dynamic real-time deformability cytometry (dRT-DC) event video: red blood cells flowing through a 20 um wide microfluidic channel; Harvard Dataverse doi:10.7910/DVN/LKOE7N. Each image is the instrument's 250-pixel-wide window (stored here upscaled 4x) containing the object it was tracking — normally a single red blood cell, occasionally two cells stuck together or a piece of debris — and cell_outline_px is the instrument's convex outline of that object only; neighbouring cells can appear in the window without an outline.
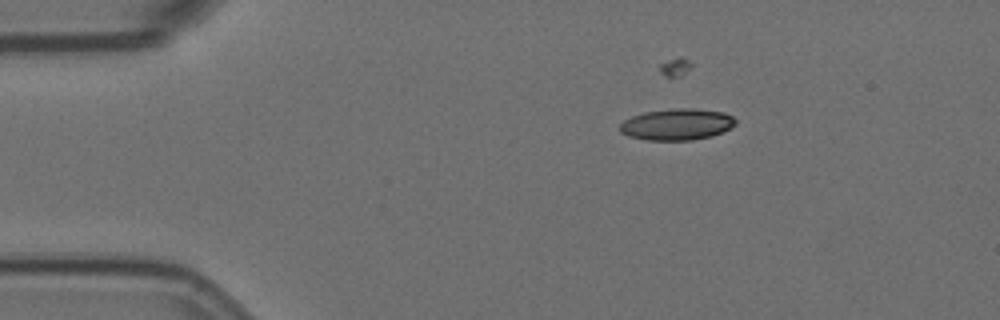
{"species": "Egyptian fruit bat (a non-hibernating species)", "species_latin": "Rousettus aegyptiacus", "temperature_condition": "room temperature", "stored_images_in_passage": 4, "camera_frame_rate_fps": 3000, "um_per_image_px": 0.085, "animal": {"sex": "female"}, "frame": {"image": 1, "passage_image": 4, "time_ms": 1.0, "image_size_px": [1000, 320], "cell_outline_px": [[736, 124], [712, 136], [692, 140], [648, 140], [628, 136], [620, 132], [620, 124], [624, 120], [632, 116], [644, 112], [676, 108], [692, 108], [724, 112], [732, 116], [736, 120]], "centroid_in_image_um": [57.52, 10.57], "position_along_channel_um": 27.5, "area_um2": 21.1}}